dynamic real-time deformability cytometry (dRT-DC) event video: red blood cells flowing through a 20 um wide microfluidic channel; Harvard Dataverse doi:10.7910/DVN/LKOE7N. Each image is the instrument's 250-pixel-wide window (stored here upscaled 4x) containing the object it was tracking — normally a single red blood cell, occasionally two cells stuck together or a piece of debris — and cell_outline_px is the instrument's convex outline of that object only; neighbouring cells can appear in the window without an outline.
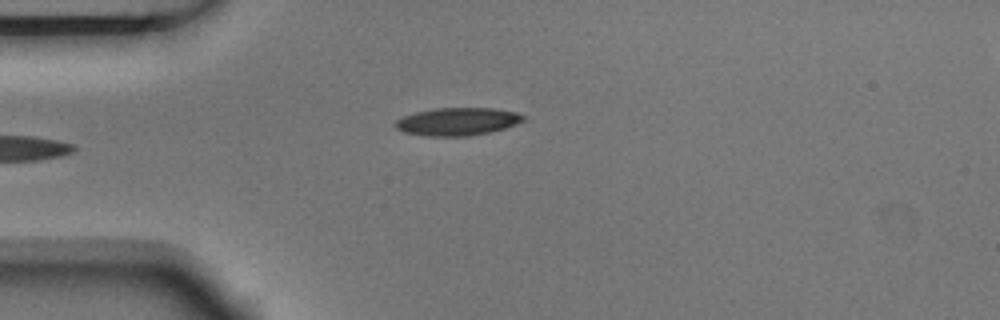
{"species": "Egyptian fruit bat (a non-hibernating species)", "species_latin": "Rousettus aegyptiacus", "temperature_condition": "room temperature", "stored_images_in_passage": 5, "camera_frame_rate_fps": 3000, "um_per_image_px": 0.085, "animal": {"sex": "male"}, "frame": {"image": 1, "passage_image": 5, "time_ms": 1.333, "image_size_px": [1000, 320], "cell_outline_px": [[524, 120], [516, 124], [504, 128], [488, 132], [468, 136], [428, 136], [404, 132], [396, 128], [392, 124], [396, 120], [404, 116], [416, 112], [436, 108], [492, 108], [516, 112], [524, 116]], "centroid_in_image_um": [38.85, 10.33], "position_along_channel_um": 46.1, "area_um2": 20.58}}